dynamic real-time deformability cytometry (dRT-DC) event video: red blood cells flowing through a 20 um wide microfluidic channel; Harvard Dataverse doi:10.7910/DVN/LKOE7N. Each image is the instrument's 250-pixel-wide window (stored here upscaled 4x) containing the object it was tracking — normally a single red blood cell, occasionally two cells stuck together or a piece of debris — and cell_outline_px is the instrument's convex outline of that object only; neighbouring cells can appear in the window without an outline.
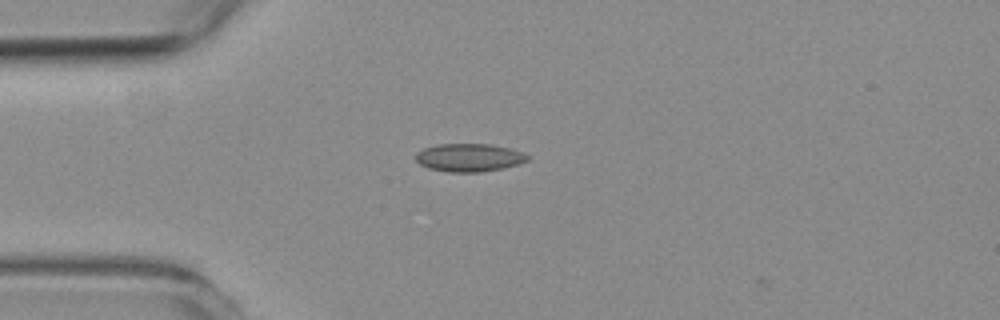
{"species": "common noctule bat (a hibernating species)", "species_latin": "Nyctalus noctula", "temperature_condition": "room temperature", "stored_images_in_passage": 2, "camera_frame_rate_fps": 3000, "um_per_image_px": 0.085, "animal": {"sex": "female", "body_mass_g": 19.3, "forearm_length_mm": 54.1}, "frame": {"image": 1, "passage_image": 1, "time_ms": 0.0, "image_size_px": [1000, 320], "cell_outline_px": [[528, 160], [516, 164], [500, 168], [480, 172], [448, 172], [428, 168], [420, 164], [416, 160], [416, 152], [424, 148], [440, 144], [492, 144], [512, 148], [528, 156]], "centroid_in_image_um": [39.84, 13.38], "position_along_channel_um": 45.2, "area_um2": 18.09}}